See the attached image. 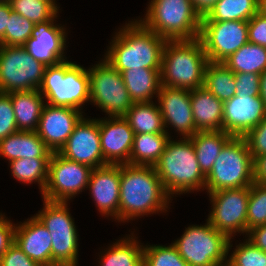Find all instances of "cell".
Segmentation results:
<instances>
[{
    "label": "cell",
    "mask_w": 266,
    "mask_h": 266,
    "mask_svg": "<svg viewBox=\"0 0 266 266\" xmlns=\"http://www.w3.org/2000/svg\"><path fill=\"white\" fill-rule=\"evenodd\" d=\"M171 198L154 166L121 164L119 221L167 212Z\"/></svg>",
    "instance_id": "1"
},
{
    "label": "cell",
    "mask_w": 266,
    "mask_h": 266,
    "mask_svg": "<svg viewBox=\"0 0 266 266\" xmlns=\"http://www.w3.org/2000/svg\"><path fill=\"white\" fill-rule=\"evenodd\" d=\"M166 39L131 21L116 33L105 59L120 73L127 69H161Z\"/></svg>",
    "instance_id": "2"
},
{
    "label": "cell",
    "mask_w": 266,
    "mask_h": 266,
    "mask_svg": "<svg viewBox=\"0 0 266 266\" xmlns=\"http://www.w3.org/2000/svg\"><path fill=\"white\" fill-rule=\"evenodd\" d=\"M209 60L200 38L167 40L161 62V85L194 90L203 87Z\"/></svg>",
    "instance_id": "3"
},
{
    "label": "cell",
    "mask_w": 266,
    "mask_h": 266,
    "mask_svg": "<svg viewBox=\"0 0 266 266\" xmlns=\"http://www.w3.org/2000/svg\"><path fill=\"white\" fill-rule=\"evenodd\" d=\"M154 168L170 197L174 194L205 190L206 175L198 164L193 143L189 138L182 137L178 141L170 138Z\"/></svg>",
    "instance_id": "4"
},
{
    "label": "cell",
    "mask_w": 266,
    "mask_h": 266,
    "mask_svg": "<svg viewBox=\"0 0 266 266\" xmlns=\"http://www.w3.org/2000/svg\"><path fill=\"white\" fill-rule=\"evenodd\" d=\"M138 21L166 40H191L200 36L202 17L191 0H151Z\"/></svg>",
    "instance_id": "5"
},
{
    "label": "cell",
    "mask_w": 266,
    "mask_h": 266,
    "mask_svg": "<svg viewBox=\"0 0 266 266\" xmlns=\"http://www.w3.org/2000/svg\"><path fill=\"white\" fill-rule=\"evenodd\" d=\"M38 90L47 104L72 107L82 112V105L90 101L88 70L68 60L46 66Z\"/></svg>",
    "instance_id": "6"
},
{
    "label": "cell",
    "mask_w": 266,
    "mask_h": 266,
    "mask_svg": "<svg viewBox=\"0 0 266 266\" xmlns=\"http://www.w3.org/2000/svg\"><path fill=\"white\" fill-rule=\"evenodd\" d=\"M253 184V157L244 137L233 136L222 148L206 176L208 193L250 187Z\"/></svg>",
    "instance_id": "7"
},
{
    "label": "cell",
    "mask_w": 266,
    "mask_h": 266,
    "mask_svg": "<svg viewBox=\"0 0 266 266\" xmlns=\"http://www.w3.org/2000/svg\"><path fill=\"white\" fill-rule=\"evenodd\" d=\"M205 225H191L181 238L172 243L189 266H214L227 261L231 239L213 227L208 220Z\"/></svg>",
    "instance_id": "8"
},
{
    "label": "cell",
    "mask_w": 266,
    "mask_h": 266,
    "mask_svg": "<svg viewBox=\"0 0 266 266\" xmlns=\"http://www.w3.org/2000/svg\"><path fill=\"white\" fill-rule=\"evenodd\" d=\"M44 200V207L35 216L52 237V266H77L78 234L68 202Z\"/></svg>",
    "instance_id": "9"
},
{
    "label": "cell",
    "mask_w": 266,
    "mask_h": 266,
    "mask_svg": "<svg viewBox=\"0 0 266 266\" xmlns=\"http://www.w3.org/2000/svg\"><path fill=\"white\" fill-rule=\"evenodd\" d=\"M45 69L23 46L0 45V93L38 90Z\"/></svg>",
    "instance_id": "10"
},
{
    "label": "cell",
    "mask_w": 266,
    "mask_h": 266,
    "mask_svg": "<svg viewBox=\"0 0 266 266\" xmlns=\"http://www.w3.org/2000/svg\"><path fill=\"white\" fill-rule=\"evenodd\" d=\"M90 85V102L108 116H123L133 102L121 73L105 58L87 69Z\"/></svg>",
    "instance_id": "11"
},
{
    "label": "cell",
    "mask_w": 266,
    "mask_h": 266,
    "mask_svg": "<svg viewBox=\"0 0 266 266\" xmlns=\"http://www.w3.org/2000/svg\"><path fill=\"white\" fill-rule=\"evenodd\" d=\"M93 168L64 158L52 152L48 164V180L42 197L48 201L67 202L76 194L88 189Z\"/></svg>",
    "instance_id": "12"
},
{
    "label": "cell",
    "mask_w": 266,
    "mask_h": 266,
    "mask_svg": "<svg viewBox=\"0 0 266 266\" xmlns=\"http://www.w3.org/2000/svg\"><path fill=\"white\" fill-rule=\"evenodd\" d=\"M212 210L208 221L218 231L232 239L233 234H247V211L250 187L224 189L208 193Z\"/></svg>",
    "instance_id": "13"
},
{
    "label": "cell",
    "mask_w": 266,
    "mask_h": 266,
    "mask_svg": "<svg viewBox=\"0 0 266 266\" xmlns=\"http://www.w3.org/2000/svg\"><path fill=\"white\" fill-rule=\"evenodd\" d=\"M210 62H223L248 43V21L201 22L200 36Z\"/></svg>",
    "instance_id": "14"
},
{
    "label": "cell",
    "mask_w": 266,
    "mask_h": 266,
    "mask_svg": "<svg viewBox=\"0 0 266 266\" xmlns=\"http://www.w3.org/2000/svg\"><path fill=\"white\" fill-rule=\"evenodd\" d=\"M58 153L93 169L106 165L101 149L99 119L82 117Z\"/></svg>",
    "instance_id": "15"
},
{
    "label": "cell",
    "mask_w": 266,
    "mask_h": 266,
    "mask_svg": "<svg viewBox=\"0 0 266 266\" xmlns=\"http://www.w3.org/2000/svg\"><path fill=\"white\" fill-rule=\"evenodd\" d=\"M82 113L72 107L45 103L36 132L52 152H59L75 125L84 117Z\"/></svg>",
    "instance_id": "16"
},
{
    "label": "cell",
    "mask_w": 266,
    "mask_h": 266,
    "mask_svg": "<svg viewBox=\"0 0 266 266\" xmlns=\"http://www.w3.org/2000/svg\"><path fill=\"white\" fill-rule=\"evenodd\" d=\"M158 103L162 114L165 132L173 126L183 138L192 137L197 131L193 120L190 90L161 85Z\"/></svg>",
    "instance_id": "17"
},
{
    "label": "cell",
    "mask_w": 266,
    "mask_h": 266,
    "mask_svg": "<svg viewBox=\"0 0 266 266\" xmlns=\"http://www.w3.org/2000/svg\"><path fill=\"white\" fill-rule=\"evenodd\" d=\"M100 142L106 164H130L134 131L123 116L99 119Z\"/></svg>",
    "instance_id": "18"
},
{
    "label": "cell",
    "mask_w": 266,
    "mask_h": 266,
    "mask_svg": "<svg viewBox=\"0 0 266 266\" xmlns=\"http://www.w3.org/2000/svg\"><path fill=\"white\" fill-rule=\"evenodd\" d=\"M266 117V108L260 96L234 95L224 102L223 131L244 137Z\"/></svg>",
    "instance_id": "19"
},
{
    "label": "cell",
    "mask_w": 266,
    "mask_h": 266,
    "mask_svg": "<svg viewBox=\"0 0 266 266\" xmlns=\"http://www.w3.org/2000/svg\"><path fill=\"white\" fill-rule=\"evenodd\" d=\"M120 164H106L92 170L88 188L100 213L119 222ZM107 215V216H106Z\"/></svg>",
    "instance_id": "20"
},
{
    "label": "cell",
    "mask_w": 266,
    "mask_h": 266,
    "mask_svg": "<svg viewBox=\"0 0 266 266\" xmlns=\"http://www.w3.org/2000/svg\"><path fill=\"white\" fill-rule=\"evenodd\" d=\"M49 23L37 25L34 34L23 45L25 50L37 61L46 66L57 65L65 61L66 28Z\"/></svg>",
    "instance_id": "21"
},
{
    "label": "cell",
    "mask_w": 266,
    "mask_h": 266,
    "mask_svg": "<svg viewBox=\"0 0 266 266\" xmlns=\"http://www.w3.org/2000/svg\"><path fill=\"white\" fill-rule=\"evenodd\" d=\"M14 243L41 266H52V237L35 215L16 224Z\"/></svg>",
    "instance_id": "22"
},
{
    "label": "cell",
    "mask_w": 266,
    "mask_h": 266,
    "mask_svg": "<svg viewBox=\"0 0 266 266\" xmlns=\"http://www.w3.org/2000/svg\"><path fill=\"white\" fill-rule=\"evenodd\" d=\"M190 101L197 132L223 130V101L205 87L190 90Z\"/></svg>",
    "instance_id": "23"
},
{
    "label": "cell",
    "mask_w": 266,
    "mask_h": 266,
    "mask_svg": "<svg viewBox=\"0 0 266 266\" xmlns=\"http://www.w3.org/2000/svg\"><path fill=\"white\" fill-rule=\"evenodd\" d=\"M51 154L36 131H17L0 140V155L9 162L23 158H50Z\"/></svg>",
    "instance_id": "24"
},
{
    "label": "cell",
    "mask_w": 266,
    "mask_h": 266,
    "mask_svg": "<svg viewBox=\"0 0 266 266\" xmlns=\"http://www.w3.org/2000/svg\"><path fill=\"white\" fill-rule=\"evenodd\" d=\"M7 94L11 98L18 131H36L46 103L39 90L14 91Z\"/></svg>",
    "instance_id": "25"
},
{
    "label": "cell",
    "mask_w": 266,
    "mask_h": 266,
    "mask_svg": "<svg viewBox=\"0 0 266 266\" xmlns=\"http://www.w3.org/2000/svg\"><path fill=\"white\" fill-rule=\"evenodd\" d=\"M161 69H127L121 72L124 84L133 103L152 102L161 87Z\"/></svg>",
    "instance_id": "26"
},
{
    "label": "cell",
    "mask_w": 266,
    "mask_h": 266,
    "mask_svg": "<svg viewBox=\"0 0 266 266\" xmlns=\"http://www.w3.org/2000/svg\"><path fill=\"white\" fill-rule=\"evenodd\" d=\"M232 137L223 130L199 131L189 137L193 143L198 164L206 176L212 170L220 151Z\"/></svg>",
    "instance_id": "27"
},
{
    "label": "cell",
    "mask_w": 266,
    "mask_h": 266,
    "mask_svg": "<svg viewBox=\"0 0 266 266\" xmlns=\"http://www.w3.org/2000/svg\"><path fill=\"white\" fill-rule=\"evenodd\" d=\"M169 133L135 134L130 153V164L154 166L170 140Z\"/></svg>",
    "instance_id": "28"
},
{
    "label": "cell",
    "mask_w": 266,
    "mask_h": 266,
    "mask_svg": "<svg viewBox=\"0 0 266 266\" xmlns=\"http://www.w3.org/2000/svg\"><path fill=\"white\" fill-rule=\"evenodd\" d=\"M134 134L166 133L159 105L152 102L133 103L123 115Z\"/></svg>",
    "instance_id": "29"
},
{
    "label": "cell",
    "mask_w": 266,
    "mask_h": 266,
    "mask_svg": "<svg viewBox=\"0 0 266 266\" xmlns=\"http://www.w3.org/2000/svg\"><path fill=\"white\" fill-rule=\"evenodd\" d=\"M136 238L132 234L113 243L100 255V266H143V245Z\"/></svg>",
    "instance_id": "30"
},
{
    "label": "cell",
    "mask_w": 266,
    "mask_h": 266,
    "mask_svg": "<svg viewBox=\"0 0 266 266\" xmlns=\"http://www.w3.org/2000/svg\"><path fill=\"white\" fill-rule=\"evenodd\" d=\"M259 0H218L202 22L249 21L258 13Z\"/></svg>",
    "instance_id": "31"
},
{
    "label": "cell",
    "mask_w": 266,
    "mask_h": 266,
    "mask_svg": "<svg viewBox=\"0 0 266 266\" xmlns=\"http://www.w3.org/2000/svg\"><path fill=\"white\" fill-rule=\"evenodd\" d=\"M222 63L234 73L261 74L266 70V47L248 42Z\"/></svg>",
    "instance_id": "32"
},
{
    "label": "cell",
    "mask_w": 266,
    "mask_h": 266,
    "mask_svg": "<svg viewBox=\"0 0 266 266\" xmlns=\"http://www.w3.org/2000/svg\"><path fill=\"white\" fill-rule=\"evenodd\" d=\"M216 98L225 102L236 95L234 72L222 62H208L204 85Z\"/></svg>",
    "instance_id": "33"
},
{
    "label": "cell",
    "mask_w": 266,
    "mask_h": 266,
    "mask_svg": "<svg viewBox=\"0 0 266 266\" xmlns=\"http://www.w3.org/2000/svg\"><path fill=\"white\" fill-rule=\"evenodd\" d=\"M50 158H23L10 161L11 174L23 183L37 182L41 194L48 180V164Z\"/></svg>",
    "instance_id": "34"
},
{
    "label": "cell",
    "mask_w": 266,
    "mask_h": 266,
    "mask_svg": "<svg viewBox=\"0 0 266 266\" xmlns=\"http://www.w3.org/2000/svg\"><path fill=\"white\" fill-rule=\"evenodd\" d=\"M12 10L35 25L51 22L58 17V10L46 0H9Z\"/></svg>",
    "instance_id": "35"
},
{
    "label": "cell",
    "mask_w": 266,
    "mask_h": 266,
    "mask_svg": "<svg viewBox=\"0 0 266 266\" xmlns=\"http://www.w3.org/2000/svg\"><path fill=\"white\" fill-rule=\"evenodd\" d=\"M143 266H189L177 248L170 244L143 246Z\"/></svg>",
    "instance_id": "36"
},
{
    "label": "cell",
    "mask_w": 266,
    "mask_h": 266,
    "mask_svg": "<svg viewBox=\"0 0 266 266\" xmlns=\"http://www.w3.org/2000/svg\"><path fill=\"white\" fill-rule=\"evenodd\" d=\"M36 26L30 20L12 10L8 19V27L5 30V36L0 41V45L23 46L34 34Z\"/></svg>",
    "instance_id": "37"
},
{
    "label": "cell",
    "mask_w": 266,
    "mask_h": 266,
    "mask_svg": "<svg viewBox=\"0 0 266 266\" xmlns=\"http://www.w3.org/2000/svg\"><path fill=\"white\" fill-rule=\"evenodd\" d=\"M266 224V184L250 186L247 211V232L253 227Z\"/></svg>",
    "instance_id": "38"
},
{
    "label": "cell",
    "mask_w": 266,
    "mask_h": 266,
    "mask_svg": "<svg viewBox=\"0 0 266 266\" xmlns=\"http://www.w3.org/2000/svg\"><path fill=\"white\" fill-rule=\"evenodd\" d=\"M245 241L237 245L227 259L231 266H266V252Z\"/></svg>",
    "instance_id": "39"
},
{
    "label": "cell",
    "mask_w": 266,
    "mask_h": 266,
    "mask_svg": "<svg viewBox=\"0 0 266 266\" xmlns=\"http://www.w3.org/2000/svg\"><path fill=\"white\" fill-rule=\"evenodd\" d=\"M18 131L11 98L0 93V140Z\"/></svg>",
    "instance_id": "40"
},
{
    "label": "cell",
    "mask_w": 266,
    "mask_h": 266,
    "mask_svg": "<svg viewBox=\"0 0 266 266\" xmlns=\"http://www.w3.org/2000/svg\"><path fill=\"white\" fill-rule=\"evenodd\" d=\"M236 96H259L260 74L255 73H234Z\"/></svg>",
    "instance_id": "41"
},
{
    "label": "cell",
    "mask_w": 266,
    "mask_h": 266,
    "mask_svg": "<svg viewBox=\"0 0 266 266\" xmlns=\"http://www.w3.org/2000/svg\"><path fill=\"white\" fill-rule=\"evenodd\" d=\"M252 157L266 154V117L244 136Z\"/></svg>",
    "instance_id": "42"
},
{
    "label": "cell",
    "mask_w": 266,
    "mask_h": 266,
    "mask_svg": "<svg viewBox=\"0 0 266 266\" xmlns=\"http://www.w3.org/2000/svg\"><path fill=\"white\" fill-rule=\"evenodd\" d=\"M249 43L266 47V16L258 12L248 21Z\"/></svg>",
    "instance_id": "43"
},
{
    "label": "cell",
    "mask_w": 266,
    "mask_h": 266,
    "mask_svg": "<svg viewBox=\"0 0 266 266\" xmlns=\"http://www.w3.org/2000/svg\"><path fill=\"white\" fill-rule=\"evenodd\" d=\"M0 266H41L14 243L0 259Z\"/></svg>",
    "instance_id": "44"
},
{
    "label": "cell",
    "mask_w": 266,
    "mask_h": 266,
    "mask_svg": "<svg viewBox=\"0 0 266 266\" xmlns=\"http://www.w3.org/2000/svg\"><path fill=\"white\" fill-rule=\"evenodd\" d=\"M15 224L0 213V259L14 244Z\"/></svg>",
    "instance_id": "45"
},
{
    "label": "cell",
    "mask_w": 266,
    "mask_h": 266,
    "mask_svg": "<svg viewBox=\"0 0 266 266\" xmlns=\"http://www.w3.org/2000/svg\"><path fill=\"white\" fill-rule=\"evenodd\" d=\"M253 183L266 184V154L253 157Z\"/></svg>",
    "instance_id": "46"
},
{
    "label": "cell",
    "mask_w": 266,
    "mask_h": 266,
    "mask_svg": "<svg viewBox=\"0 0 266 266\" xmlns=\"http://www.w3.org/2000/svg\"><path fill=\"white\" fill-rule=\"evenodd\" d=\"M248 241L266 252V224L253 227L247 232Z\"/></svg>",
    "instance_id": "47"
},
{
    "label": "cell",
    "mask_w": 266,
    "mask_h": 266,
    "mask_svg": "<svg viewBox=\"0 0 266 266\" xmlns=\"http://www.w3.org/2000/svg\"><path fill=\"white\" fill-rule=\"evenodd\" d=\"M12 11L9 1H0V41L5 36V30L8 27V19Z\"/></svg>",
    "instance_id": "48"
},
{
    "label": "cell",
    "mask_w": 266,
    "mask_h": 266,
    "mask_svg": "<svg viewBox=\"0 0 266 266\" xmlns=\"http://www.w3.org/2000/svg\"><path fill=\"white\" fill-rule=\"evenodd\" d=\"M217 1L218 0H191L201 17L205 16Z\"/></svg>",
    "instance_id": "49"
},
{
    "label": "cell",
    "mask_w": 266,
    "mask_h": 266,
    "mask_svg": "<svg viewBox=\"0 0 266 266\" xmlns=\"http://www.w3.org/2000/svg\"><path fill=\"white\" fill-rule=\"evenodd\" d=\"M261 100L266 108V70L260 74V94Z\"/></svg>",
    "instance_id": "50"
},
{
    "label": "cell",
    "mask_w": 266,
    "mask_h": 266,
    "mask_svg": "<svg viewBox=\"0 0 266 266\" xmlns=\"http://www.w3.org/2000/svg\"><path fill=\"white\" fill-rule=\"evenodd\" d=\"M258 12L266 16V0H259Z\"/></svg>",
    "instance_id": "51"
},
{
    "label": "cell",
    "mask_w": 266,
    "mask_h": 266,
    "mask_svg": "<svg viewBox=\"0 0 266 266\" xmlns=\"http://www.w3.org/2000/svg\"><path fill=\"white\" fill-rule=\"evenodd\" d=\"M46 1H49L57 10H59L60 7L57 6L56 4V0H46Z\"/></svg>",
    "instance_id": "52"
},
{
    "label": "cell",
    "mask_w": 266,
    "mask_h": 266,
    "mask_svg": "<svg viewBox=\"0 0 266 266\" xmlns=\"http://www.w3.org/2000/svg\"><path fill=\"white\" fill-rule=\"evenodd\" d=\"M214 266H231V264L228 261H226V263L223 262V263H220V264H216Z\"/></svg>",
    "instance_id": "53"
}]
</instances>
